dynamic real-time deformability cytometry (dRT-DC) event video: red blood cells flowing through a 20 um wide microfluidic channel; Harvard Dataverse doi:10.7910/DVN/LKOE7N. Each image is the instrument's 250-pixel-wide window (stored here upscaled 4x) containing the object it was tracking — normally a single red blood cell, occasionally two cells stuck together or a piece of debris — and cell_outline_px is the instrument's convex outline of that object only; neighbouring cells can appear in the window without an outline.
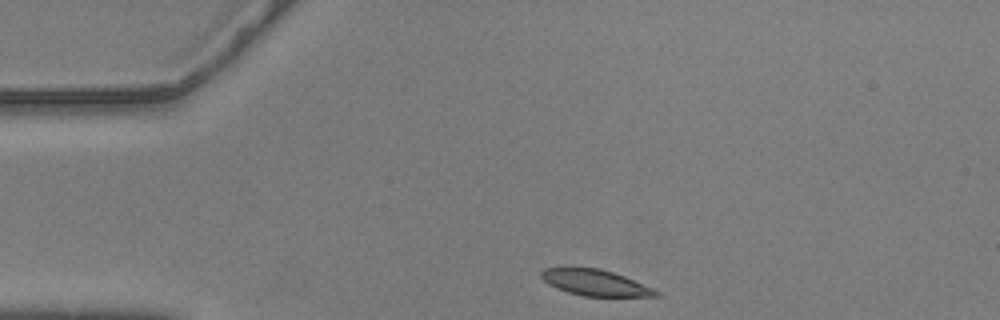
{"species": "common noctule bat (a hibernating species)", "species_latin": "Nyctalus noctula", "temperature_condition": "warm", "stored_images_in_passage": 39, "camera_frame_rate_fps": 3000, "um_per_image_px": 0.085, "animal": {"sex": "male", "body_mass_g": 20.5, "forearm_length_mm": 52.5}, "frame": {"image": 1, "passage_image": 1, "time_ms": 0.0, "image_size_px": [1000, 320], "cell_outline_px": [[660, 296], [584, 296], [568, 292], [556, 288], [548, 284], [540, 276], [540, 272], [544, 268], [600, 268], [624, 276], [652, 288], [660, 292]], "centroid_in_image_um": [50.57, 24.03], "position_along_channel_um": 34.4, "area_um2": 17.17}}
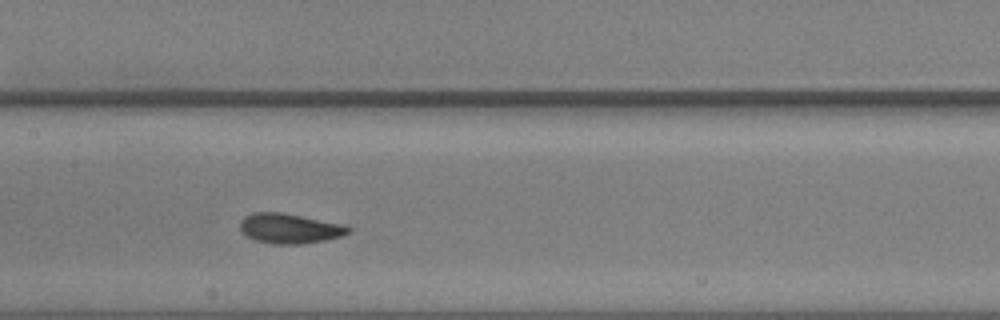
{"frame": {"image": 2, "passage_image": 17, "time_ms": 5.333, "image_size_px": [1000, 320], "cell_outline_px": [[352, 228], [348, 232], [340, 236], [324, 240], [300, 244], [276, 244], [252, 240], [240, 228], [240, 220], [244, 216], [252, 212], [280, 212], [340, 224]], "centroid_in_image_um": [24.55, 19.42], "position_along_channel_um": 182.9, "area_um2": 18.55}}
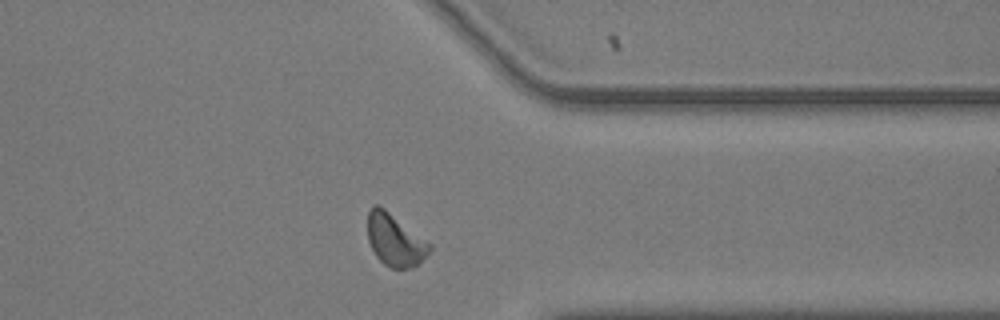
{"frame": {"image": 3, "passage_image": 34, "time_ms": 11.0, "image_size_px": [1000, 320], "cell_outline_px": [[432, 248], [412, 268], [392, 268], [384, 264], [376, 256], [368, 240], [368, 208], [372, 204], [380, 204], [432, 244]], "centroid_in_image_um": [33.54, 20.35], "position_along_channel_um": 377.9, "area_um2": 18.84}, "authors_computed_cell_mechanics": {"area_um2": 18.6116, "velocity_mm_per_s": 3.5485, "shape_relaxation_time_tau1_ms": 2.4313, "shape_relaxation_time_tau2_ms": 2.1681, "deformation_change_tau1": 0.135, "deformation_change_tau2": 0.0562}}